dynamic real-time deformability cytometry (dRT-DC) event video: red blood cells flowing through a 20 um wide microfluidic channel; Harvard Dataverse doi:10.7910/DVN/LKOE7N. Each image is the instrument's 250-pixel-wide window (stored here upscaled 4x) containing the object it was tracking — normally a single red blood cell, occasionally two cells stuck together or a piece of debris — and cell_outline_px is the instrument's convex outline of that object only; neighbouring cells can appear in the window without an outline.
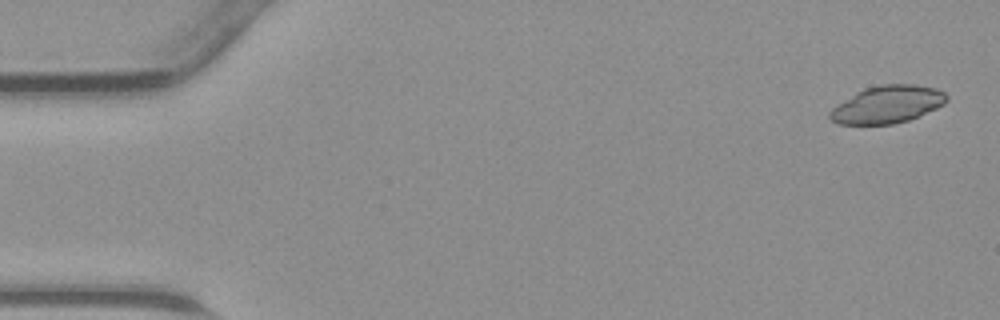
{"species": "common noctule bat (a hibernating species)", "species_latin": "Nyctalus noctula", "temperature_condition": "warm", "stored_images_in_passage": 45, "camera_frame_rate_fps": 3000, "um_per_image_px": 0.085, "animal": {"sex": "male", "body_mass_g": 23.1, "forearm_length_mm": 52.7}, "frame": {"image": 1, "passage_image": 2, "time_ms": 0.333, "image_size_px": [1000, 320], "cell_outline_px": [[948, 100], [944, 104], [936, 108], [908, 120], [892, 124], [836, 124], [828, 116], [828, 112], [836, 104], [856, 92], [864, 88], [880, 84], [916, 84], [936, 88], [944, 92], [948, 96]], "centroid_in_image_um": [75.4, 8.87], "position_along_channel_um": 9.6, "area_um2": 25.61}}